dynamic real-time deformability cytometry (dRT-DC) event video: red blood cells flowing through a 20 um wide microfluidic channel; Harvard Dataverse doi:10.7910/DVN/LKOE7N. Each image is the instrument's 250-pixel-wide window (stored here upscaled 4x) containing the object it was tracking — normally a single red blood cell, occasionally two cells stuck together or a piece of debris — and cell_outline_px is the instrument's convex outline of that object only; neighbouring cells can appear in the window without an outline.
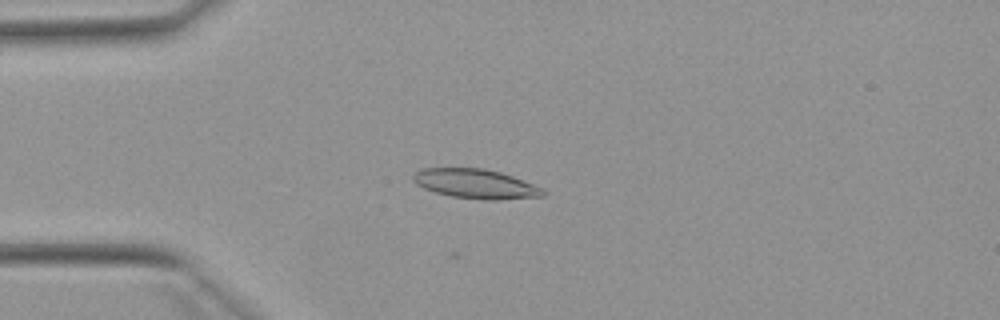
{"species": "Egyptian fruit bat (a non-hibernating species)", "species_latin": "Rousettus aegyptiacus", "temperature_condition": "warm", "stored_images_in_passage": 21, "camera_frame_rate_fps": 3000, "um_per_image_px": 0.085, "animal": {"sex": "female"}, "frame": {"image": 1, "passage_image": 14, "time_ms": 4.333, "image_size_px": [1000, 320], "cell_outline_px": [[548, 192], [544, 196], [496, 200], [484, 200], [452, 196], [436, 192], [424, 188], [416, 184], [412, 180], [412, 176], [420, 168], [484, 168], [500, 172], [512, 176], [544, 188]], "centroid_in_image_um": [40.45, 15.62], "position_along_channel_um": 44.5, "area_um2": 22.37}}
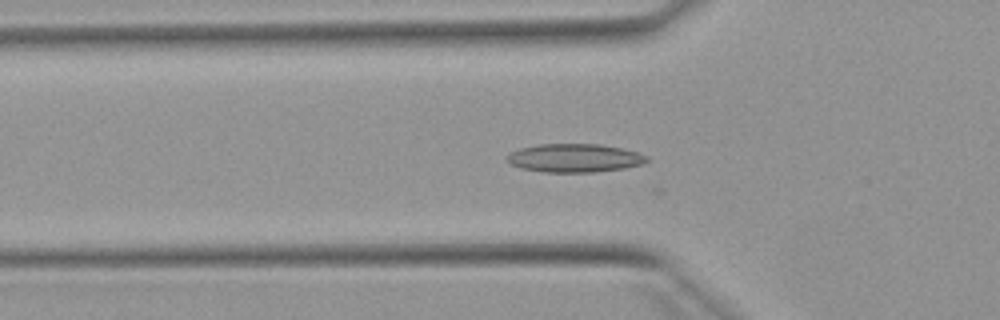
{"frame": {"image": 2, "passage_image": 18, "time_ms": 5.667, "image_size_px": [1000, 320], "cell_outline_px": [[652, 160], [640, 164], [624, 168], [596, 172], [544, 172], [520, 168], [508, 164], [504, 156], [520, 148], [540, 144], [600, 144], [624, 148], [648, 156]], "centroid_in_image_um": [48.82, 13.43], "position_along_channel_um": 77.0, "area_um2": 23.41}}